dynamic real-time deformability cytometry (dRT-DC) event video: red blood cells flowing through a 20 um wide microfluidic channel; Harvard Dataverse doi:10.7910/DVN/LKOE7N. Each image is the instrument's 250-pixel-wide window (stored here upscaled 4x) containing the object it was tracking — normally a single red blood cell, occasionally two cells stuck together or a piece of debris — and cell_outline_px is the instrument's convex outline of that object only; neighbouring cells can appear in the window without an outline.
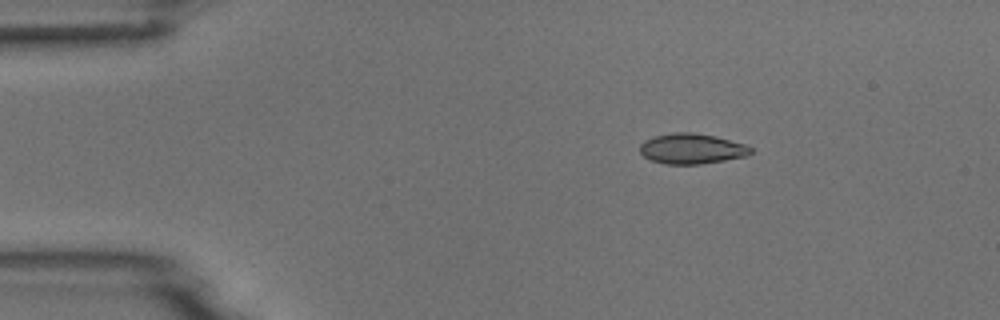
{"species": "common noctule bat (a hibernating species)", "species_latin": "Nyctalus noctula", "temperature_condition": "room temperature", "stored_images_in_passage": 5, "segment_of_instrument_passage": [1, 2], "camera_frame_rate_fps": 3000, "um_per_image_px": 0.085, "animal": {"sex": "male", "body_mass_g": 18.8}, "frame": {"image": 1, "passage_image": 2, "time_ms": 1.0, "image_size_px": [1000, 320], "cell_outline_px": [[752, 152], [748, 156], [700, 164], [668, 164], [652, 160], [644, 156], [640, 152], [640, 144], [644, 140], [656, 136], [672, 132], [692, 132], [716, 136], [744, 144], [752, 148]], "centroid_in_image_um": [58.81, 12.63], "position_along_channel_um": 26.2, "area_um2": 19.54}}
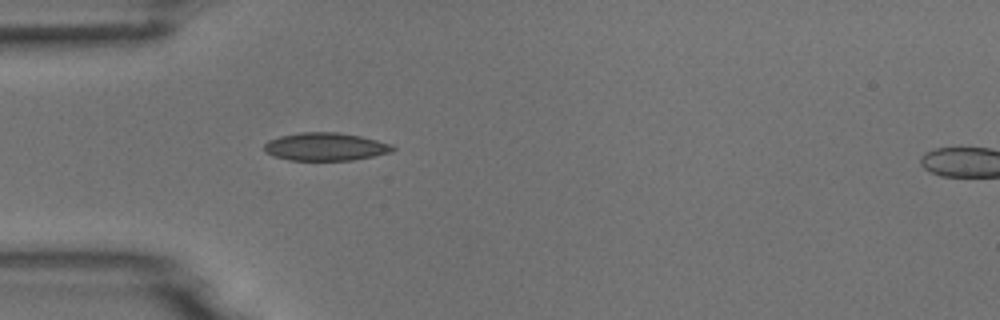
{"frame": {"image": 2, "passage_image": 4, "time_ms": 3.333, "image_size_px": [1000, 320], "cell_outline_px": [[396, 148], [392, 152], [352, 160], [288, 160], [264, 152], [264, 144], [268, 140], [280, 136], [300, 132], [336, 132], [360, 136], [392, 144]], "centroid_in_image_um": [27.65, 12.46], "position_along_channel_um": 57.3, "area_um2": 20.87}}